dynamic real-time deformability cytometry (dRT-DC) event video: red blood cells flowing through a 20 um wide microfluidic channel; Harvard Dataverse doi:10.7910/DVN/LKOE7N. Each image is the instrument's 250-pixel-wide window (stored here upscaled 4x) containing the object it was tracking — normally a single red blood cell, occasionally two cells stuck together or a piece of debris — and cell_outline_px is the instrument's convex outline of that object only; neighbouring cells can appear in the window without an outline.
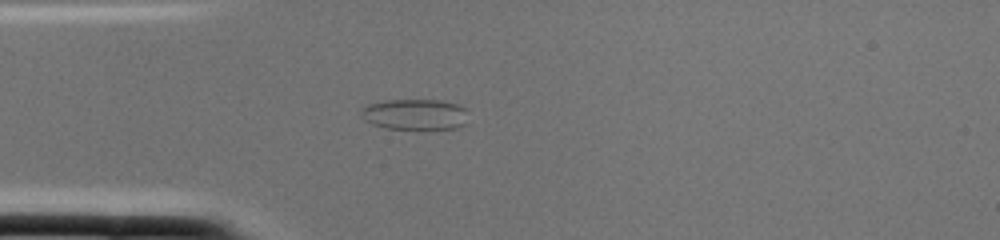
{"species": "common noctule bat (a hibernating species)", "species_latin": "Nyctalus noctula", "temperature_condition": "cold", "stored_images_in_passage": 1, "camera_frame_rate_fps": 3000, "um_per_image_px": 0.085, "animal": {"sex": "female", "body_mass_g": 22.0, "forearm_length_mm": 56.7}, "frame": {"image": 1, "passage_image": 1, "time_ms": 0.0, "image_size_px": [1000, 240], "cell_outline_px": [[464, 124], [456, 128], [384, 128], [372, 124], [364, 120], [360, 112], [360, 108], [368, 104], [384, 100], [440, 100], [456, 104], [464, 108]], "centroid_in_image_um": [35.17, 9.7], "position_along_channel_um": 49.8, "area_um2": 18.9}}